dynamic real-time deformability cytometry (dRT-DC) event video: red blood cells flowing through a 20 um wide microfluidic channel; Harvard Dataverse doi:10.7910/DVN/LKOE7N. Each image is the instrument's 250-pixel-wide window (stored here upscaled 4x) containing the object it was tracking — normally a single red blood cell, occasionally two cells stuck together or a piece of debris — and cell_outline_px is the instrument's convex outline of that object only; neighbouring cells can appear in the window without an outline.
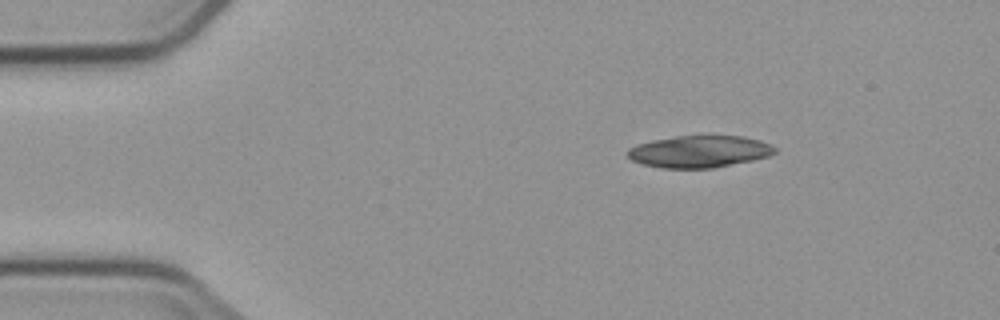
{"species": "common noctule bat (a hibernating species)", "species_latin": "Nyctalus noctula", "temperature_condition": "cold", "stored_images_in_passage": 4, "segment_of_instrument_passage": [1, 2], "camera_frame_rate_fps": 3000, "um_per_image_px": 0.085, "animal": {"sex": "male", "body_mass_g": 23.1, "forearm_length_mm": 52.7}, "frame": {"image": 1, "passage_image": 1, "time_ms": 0.0, "image_size_px": [1000, 320], "cell_outline_px": [[776, 152], [768, 156], [752, 160], [712, 168], [660, 168], [644, 164], [632, 160], [628, 156], [628, 148], [636, 144], [652, 140], [676, 136], [744, 136], [760, 140], [772, 144], [776, 148]], "centroid_in_image_um": [59.45, 12.87], "position_along_channel_um": 25.5, "area_um2": 27.4}}